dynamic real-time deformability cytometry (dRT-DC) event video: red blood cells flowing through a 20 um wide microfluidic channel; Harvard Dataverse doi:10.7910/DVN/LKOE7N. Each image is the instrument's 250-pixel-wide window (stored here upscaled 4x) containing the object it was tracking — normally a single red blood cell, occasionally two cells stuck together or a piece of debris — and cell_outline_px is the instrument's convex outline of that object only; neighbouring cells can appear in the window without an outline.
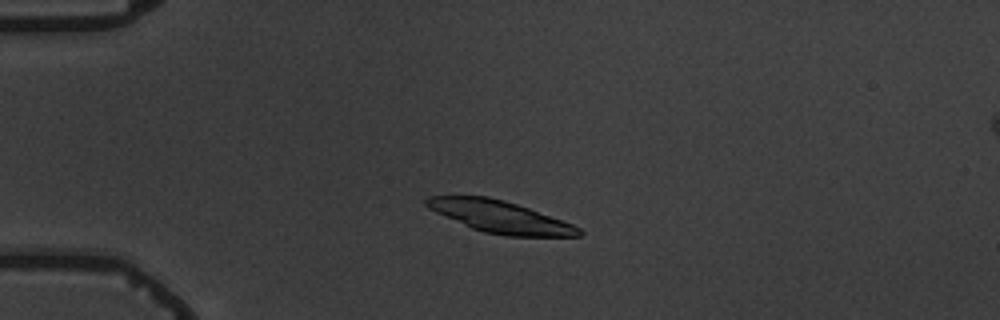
{"species": "common noctule bat (a hibernating species)", "species_latin": "Nyctalus noctula", "temperature_condition": "warm", "stored_images_in_passage": 5, "segment_of_instrument_passage": [1, 2], "camera_frame_rate_fps": 3000, "um_per_image_px": 0.085, "animal": {"sex": "male", "body_mass_g": 19.5, "forearm_length_mm": 54.6}, "frame": {"image": 1, "passage_image": 4, "time_ms": 3.667, "image_size_px": [1000, 320], "cell_outline_px": [[584, 232], [580, 236], [504, 236], [484, 232], [472, 228], [436, 212], [428, 208], [424, 204], [424, 200], [428, 196], [488, 196], [504, 200], [528, 208], [572, 224], [580, 228]], "centroid_in_image_um": [42.49, 18.43], "position_along_channel_um": 42.5, "area_um2": 28.09}}